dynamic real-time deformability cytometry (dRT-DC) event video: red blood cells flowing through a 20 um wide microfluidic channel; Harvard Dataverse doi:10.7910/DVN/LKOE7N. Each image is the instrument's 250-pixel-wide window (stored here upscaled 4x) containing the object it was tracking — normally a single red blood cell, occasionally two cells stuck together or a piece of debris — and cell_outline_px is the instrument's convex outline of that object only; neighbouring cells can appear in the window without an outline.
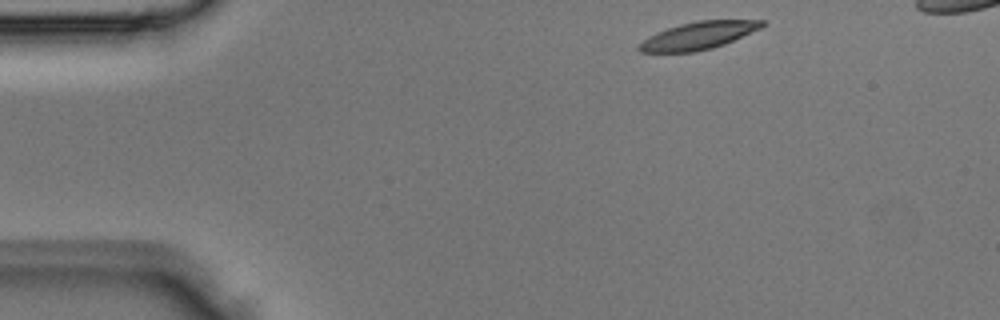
{"species": "Egyptian fruit bat (a non-hibernating species)", "species_latin": "Rousettus aegyptiacus", "temperature_condition": "room temperature", "stored_images_in_passage": 3, "segment_of_instrument_passage": [1, 2], "camera_frame_rate_fps": 3000, "um_per_image_px": 0.085, "animal": {"sex": "male"}, "frame": {"image": 1, "passage_image": 1, "time_ms": 0.0, "image_size_px": [1000, 320], "cell_outline_px": [[764, 24], [760, 28], [724, 44], [712, 48], [692, 52], [640, 52], [636, 48], [644, 40], [668, 28], [680, 24], [696, 20], [764, 20]], "centroid_in_image_um": [59.37, 3.02], "position_along_channel_um": 25.6, "area_um2": 19.25}}